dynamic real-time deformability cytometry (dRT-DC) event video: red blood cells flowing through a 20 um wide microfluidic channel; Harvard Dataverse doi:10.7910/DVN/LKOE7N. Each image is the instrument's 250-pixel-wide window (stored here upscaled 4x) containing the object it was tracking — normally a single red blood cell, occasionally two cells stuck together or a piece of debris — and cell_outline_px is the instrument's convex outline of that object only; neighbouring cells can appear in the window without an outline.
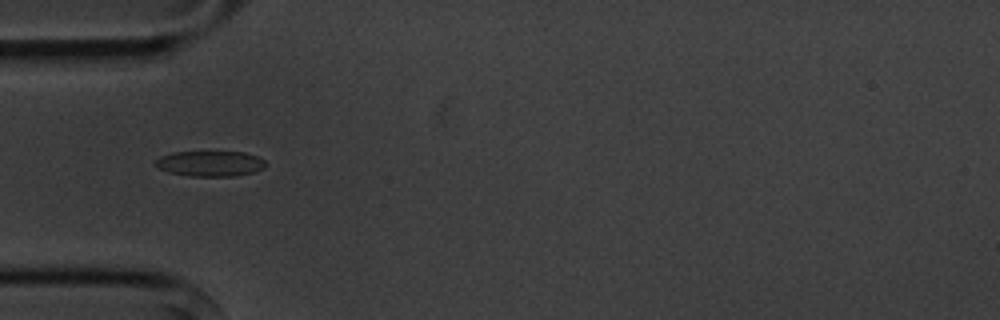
{"species": "common noctule bat (a hibernating species)", "species_latin": "Nyctalus noctula", "temperature_condition": "cold", "stored_images_in_passage": 7, "camera_frame_rate_fps": 3000, "um_per_image_px": 0.085, "animal": {"sex": "male", "body_mass_g": 20.1, "forearm_length_mm": 53.5}, "frame": {"image": 1, "passage_image": 3, "time_ms": 2.333, "image_size_px": [1000, 320], "cell_outline_px": [[268, 164], [264, 168], [252, 172], [236, 176], [188, 176], [168, 172], [152, 164], [160, 156], [172, 152], [244, 152], [256, 156], [264, 160]], "centroid_in_image_um": [17.85, 13.9], "position_along_channel_um": 67.2, "area_um2": 16.42}}
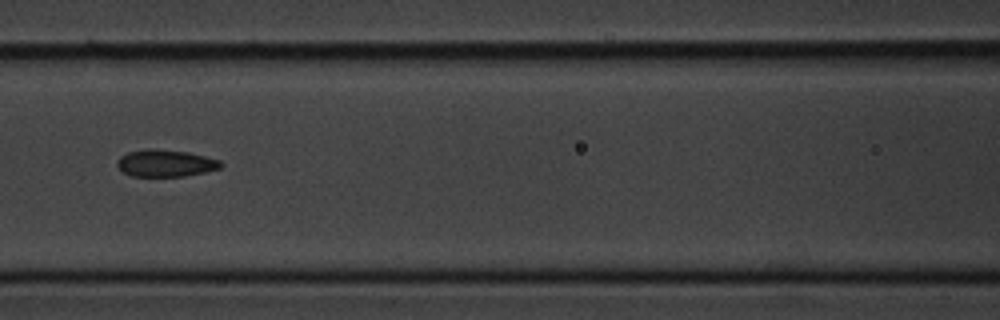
{"frame": {"image": 2, "passage_image": 5, "time_ms": 4.667, "image_size_px": [1000, 320], "cell_outline_px": [[224, 164], [220, 168], [204, 172], [184, 176], [132, 176], [124, 172], [116, 164], [116, 160], [120, 156], [128, 152], [148, 148], [156, 148], [188, 152], [220, 160]], "centroid_in_image_um": [14.06, 13.86], "position_along_channel_um": 152.5, "area_um2": 16.36}}
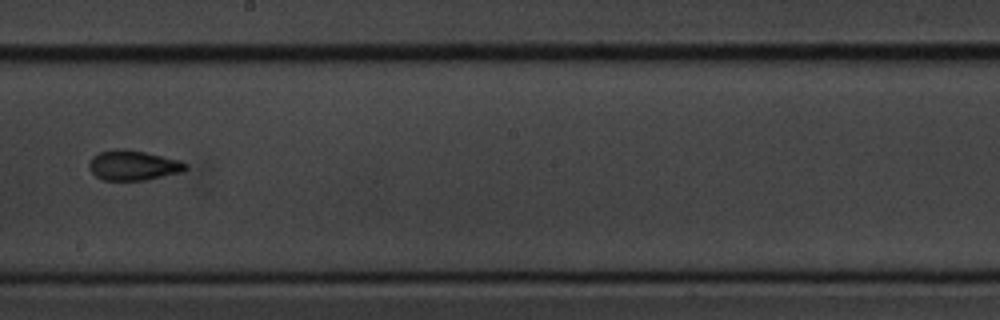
{"frame": {"image": 3, "passage_image": 7, "time_ms": 7.0, "image_size_px": [1000, 320], "cell_outline_px": [[188, 168], [184, 172], [144, 180], [104, 180], [96, 176], [88, 168], [88, 164], [92, 156], [100, 152], [116, 148], [128, 148], [180, 160], [188, 164]], "centroid_in_image_um": [11.33, 14.04], "position_along_channel_um": 236.9, "area_um2": 17.11}}